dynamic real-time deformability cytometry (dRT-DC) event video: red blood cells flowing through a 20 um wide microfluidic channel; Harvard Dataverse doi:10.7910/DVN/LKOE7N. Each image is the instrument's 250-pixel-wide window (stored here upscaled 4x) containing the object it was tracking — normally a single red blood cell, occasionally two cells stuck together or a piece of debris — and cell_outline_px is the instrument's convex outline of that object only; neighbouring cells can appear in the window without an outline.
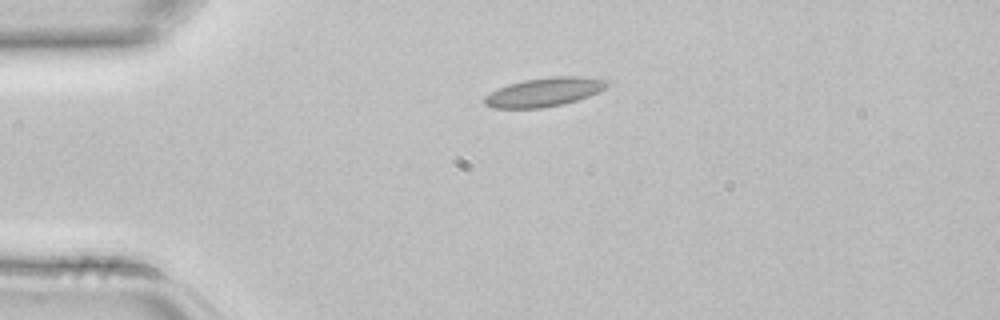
{"species": "common noctule bat (a hibernating species)", "species_latin": "Nyctalus noctula", "temperature_condition": "room temperature", "stored_images_in_passage": 2, "camera_frame_rate_fps": 3000, "um_per_image_px": 0.085, "animal": {"sex": "female", "body_mass_g": 22.7, "forearm_length_mm": 54.2}, "frame": {"image": 1, "passage_image": 2, "time_ms": 0.333, "image_size_px": [1000, 320], "cell_outline_px": [[608, 84], [604, 88], [588, 96], [564, 104], [540, 108], [492, 108], [484, 104], [484, 96], [508, 84], [524, 80], [552, 76], [580, 76], [608, 80]], "centroid_in_image_um": [46.23, 7.82], "position_along_channel_um": 38.8, "area_um2": 20.4}}